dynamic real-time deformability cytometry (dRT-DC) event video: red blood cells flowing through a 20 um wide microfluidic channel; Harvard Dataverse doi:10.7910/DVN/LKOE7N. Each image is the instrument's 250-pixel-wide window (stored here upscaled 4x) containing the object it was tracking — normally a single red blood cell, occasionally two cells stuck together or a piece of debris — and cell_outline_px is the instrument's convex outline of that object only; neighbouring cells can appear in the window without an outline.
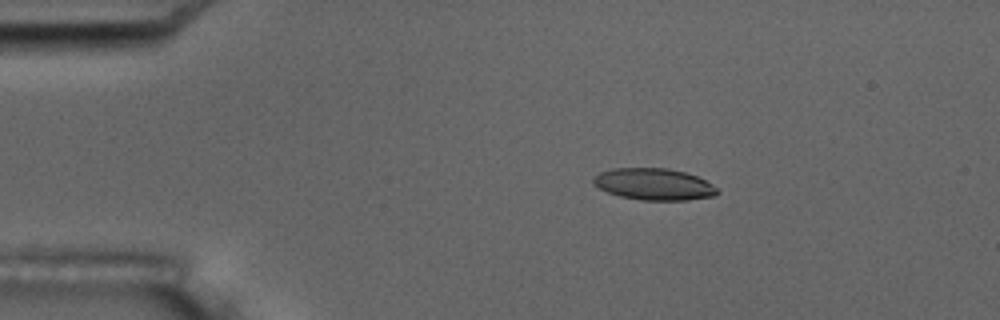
{"species": "common noctule bat (a hibernating species)", "species_latin": "Nyctalus noctula", "temperature_condition": "room temperature", "stored_images_in_passage": 7, "camera_frame_rate_fps": 3000, "um_per_image_px": 0.085, "animal": {"sex": "male", "body_mass_g": 17.5, "forearm_length_mm": 52.3}, "frame": {"image": 1, "passage_image": 3, "time_ms": 2.333, "image_size_px": [1000, 320], "cell_outline_px": [[720, 192], [716, 196], [688, 200], [640, 200], [620, 196], [608, 192], [592, 184], [592, 176], [600, 172], [612, 168], [668, 168], [684, 172], [696, 176], [712, 184]], "centroid_in_image_um": [55.57, 15.66], "position_along_channel_um": 29.4, "area_um2": 23.0}}